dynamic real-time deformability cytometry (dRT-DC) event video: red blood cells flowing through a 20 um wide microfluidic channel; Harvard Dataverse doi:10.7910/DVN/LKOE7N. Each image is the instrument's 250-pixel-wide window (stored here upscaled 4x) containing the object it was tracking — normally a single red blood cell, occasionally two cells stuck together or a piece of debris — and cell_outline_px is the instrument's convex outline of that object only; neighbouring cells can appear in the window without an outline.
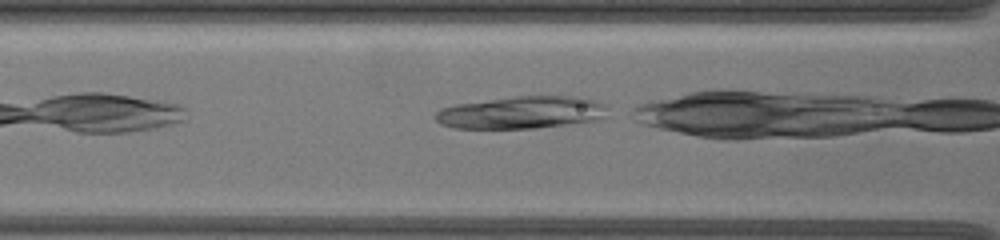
{"species": "common noctule bat (a hibernating species)", "species_latin": "Nyctalus noctula", "temperature_condition": "warm", "stored_images_in_passage": 29, "camera_frame_rate_fps": 3000, "um_per_image_px": 0.085, "animal": {"sex": "female", "body_mass_g": 19.5, "forearm_length_mm": 54.1}, "frame": {"image": 1, "passage_image": 5, "time_ms": 1.333, "image_size_px": [1000, 240], "cell_outline_px": [[608, 104], [604, 116], [596, 120], [536, 128], [452, 128], [440, 124], [432, 116], [440, 108], [456, 104], [520, 96], [580, 96]], "centroid_in_image_um": [44.31, 9.56], "position_along_channel_um": 122.3, "area_um2": 32.48}}